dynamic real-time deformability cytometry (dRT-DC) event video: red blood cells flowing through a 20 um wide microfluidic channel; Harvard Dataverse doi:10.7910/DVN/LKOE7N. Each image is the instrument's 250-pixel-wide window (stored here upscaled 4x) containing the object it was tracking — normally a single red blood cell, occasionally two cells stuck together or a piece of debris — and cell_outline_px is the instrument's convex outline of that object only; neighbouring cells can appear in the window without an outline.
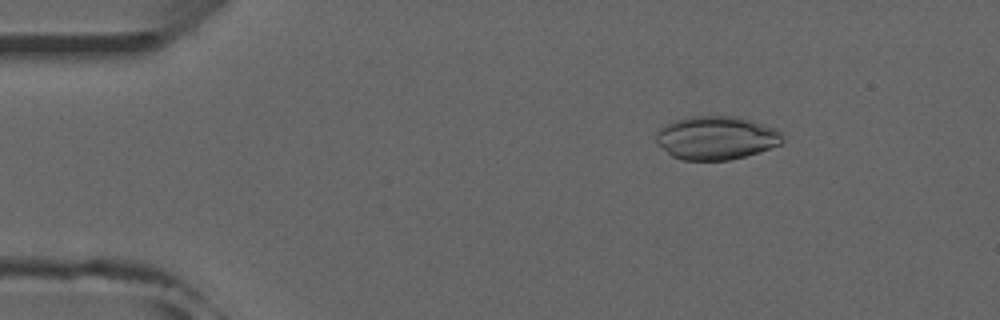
{"species": "common noctule bat (a hibernating species)", "species_latin": "Nyctalus noctula", "temperature_condition": "room temperature", "stored_images_in_passage": 51, "camera_frame_rate_fps": 3000, "um_per_image_px": 0.085, "animal": {"sex": "male", "forearm_length_mm": 52.5}, "frame": {"image": 1, "passage_image": 7, "time_ms": 2.0, "image_size_px": [1000, 320], "cell_outline_px": [[784, 140], [780, 144], [744, 156], [728, 160], [684, 160], [672, 156], [656, 144], [656, 132], [664, 124], [672, 120], [692, 116], [736, 116], [752, 120], [776, 128], [784, 136]], "centroid_in_image_um": [60.84, 11.7], "position_along_channel_um": 24.2, "area_um2": 32.14}}
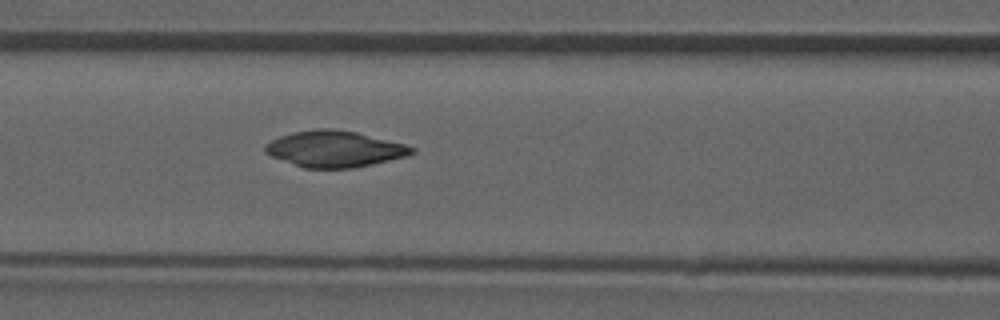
{"frame": {"image": 2, "passage_image": 21, "time_ms": 6.667, "image_size_px": [1000, 320], "cell_outline_px": [[416, 152], [408, 156], [372, 164], [352, 168], [304, 168], [272, 156], [264, 152], [264, 144], [280, 136], [292, 132], [316, 128], [332, 128], [356, 132], [404, 144], [416, 148]], "centroid_in_image_um": [28.44, 12.65], "position_along_channel_um": 138.2, "area_um2": 30.92}}
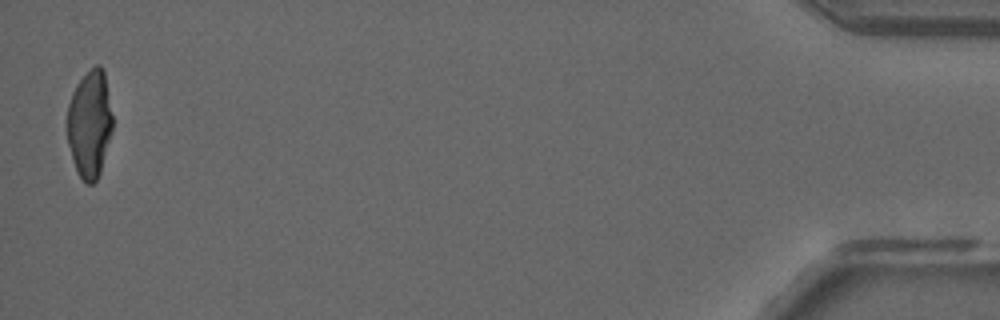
{"frame": {"image": 3, "passage_image": 50, "time_ms": 16.333, "image_size_px": [1000, 320], "cell_outline_px": [[112, 132], [100, 172], [96, 180], [92, 184], [84, 184], [72, 160], [68, 144], [68, 104], [72, 92], [76, 84], [96, 64], [100, 64], [104, 68], [112, 116]], "centroid_in_image_um": [7.63, 10.53], "position_along_channel_um": 427.6, "area_um2": 28.32}}